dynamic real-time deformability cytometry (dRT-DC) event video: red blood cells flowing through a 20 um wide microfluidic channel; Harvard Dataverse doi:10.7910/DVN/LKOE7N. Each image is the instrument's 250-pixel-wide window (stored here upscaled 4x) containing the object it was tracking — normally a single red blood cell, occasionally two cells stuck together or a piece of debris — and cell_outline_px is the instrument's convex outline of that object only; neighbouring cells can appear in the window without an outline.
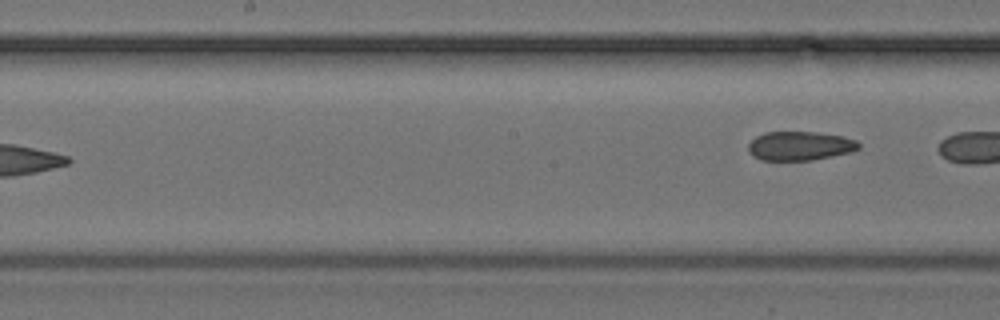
{"species": "common noctule bat (a hibernating species)", "species_latin": "Nyctalus noctula", "temperature_condition": "cold", "stored_images_in_passage": 7, "segment_of_instrument_passage": [2, 2], "camera_frame_rate_fps": 3000, "um_per_image_px": 0.085, "animal": {"sex": "female", "body_mass_g": 24.6, "forearm_length_mm": 56.2}, "frame": {"image": 1, "passage_image": 7, "time_ms": 8.0, "image_size_px": [1000, 320], "cell_outline_px": [[860, 148], [852, 152], [812, 160], [760, 160], [752, 156], [748, 152], [748, 144], [756, 136], [764, 132], [816, 132], [844, 136], [856, 140], [860, 144]], "centroid_in_image_um": [67.99, 12.4], "position_along_channel_um": 180.2, "area_um2": 18.84}}